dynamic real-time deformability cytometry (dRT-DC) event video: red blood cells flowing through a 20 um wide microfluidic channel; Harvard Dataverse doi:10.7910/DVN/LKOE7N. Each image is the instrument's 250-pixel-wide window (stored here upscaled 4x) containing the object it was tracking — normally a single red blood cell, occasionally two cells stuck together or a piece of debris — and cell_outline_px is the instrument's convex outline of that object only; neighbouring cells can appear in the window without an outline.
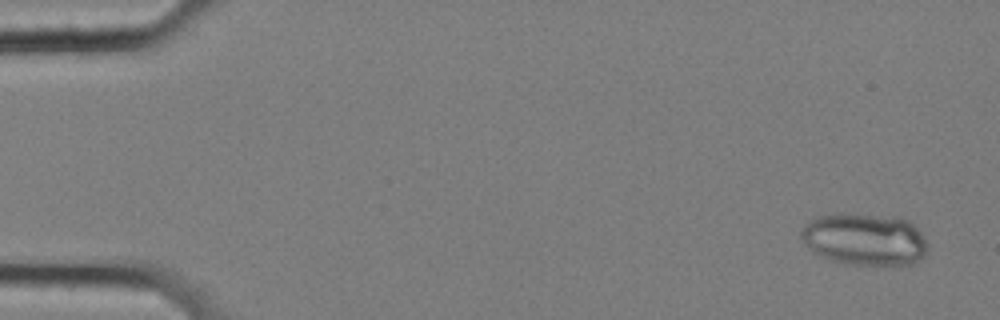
{"species": "common noctule bat (a hibernating species)", "species_latin": "Nyctalus noctula", "temperature_condition": "cold", "stored_images_in_passage": 58, "camera_frame_rate_fps": 3000, "um_per_image_px": 0.085, "animal": {"sex": "female", "body_mass_g": 25.1}, "frame": {"image": 1, "passage_image": 3, "time_ms": 0.667, "image_size_px": [1000, 320], "cell_outline_px": [[928, 248], [924, 256], [912, 264], [844, 264], [820, 256], [812, 252], [808, 248], [800, 236], [800, 232], [804, 224], [816, 216], [836, 212], [840, 212], [896, 216], [908, 220], [920, 232], [928, 244]], "centroid_in_image_um": [73.45, 20.3], "position_along_channel_um": 11.5, "area_um2": 38.96}}
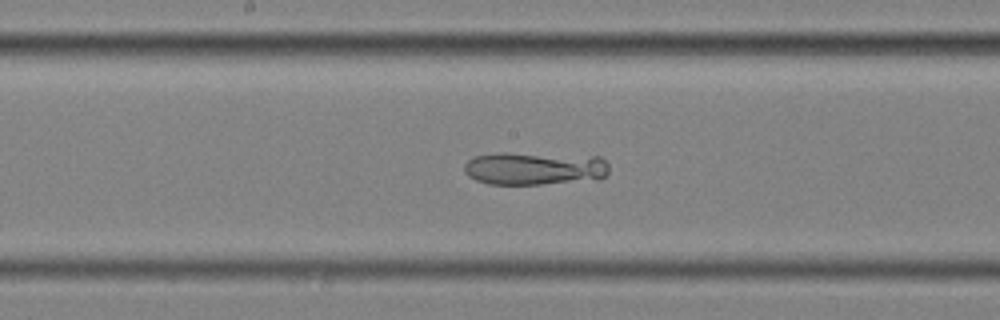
{"frame": {"image": 2, "passage_image": 31, "time_ms": 10.0, "image_size_px": [1000, 320], "cell_outline_px": [[608, 172], [600, 180], [540, 184], [488, 184], [476, 180], [468, 176], [464, 172], [464, 164], [468, 160], [476, 156], [500, 152], [504, 152], [600, 156], [608, 164]], "centroid_in_image_um": [45.46, 14.31], "position_along_channel_um": 202.7, "area_um2": 28.32}}
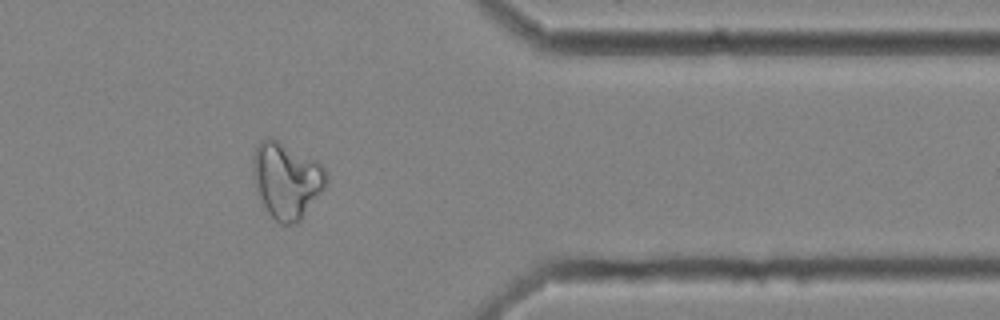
{"frame": {"image": 3, "passage_image": 48, "time_ms": 15.667, "image_size_px": [1000, 320], "cell_outline_px": [[328, 180], [324, 188], [300, 220], [296, 224], [280, 224], [268, 212], [256, 188], [252, 172], [252, 156], [260, 140], [268, 136], [272, 136], [280, 140], [316, 160], [324, 168], [328, 176]], "centroid_in_image_um": [24.35, 15.27], "position_along_channel_um": 387.1, "area_um2": 32.54}}